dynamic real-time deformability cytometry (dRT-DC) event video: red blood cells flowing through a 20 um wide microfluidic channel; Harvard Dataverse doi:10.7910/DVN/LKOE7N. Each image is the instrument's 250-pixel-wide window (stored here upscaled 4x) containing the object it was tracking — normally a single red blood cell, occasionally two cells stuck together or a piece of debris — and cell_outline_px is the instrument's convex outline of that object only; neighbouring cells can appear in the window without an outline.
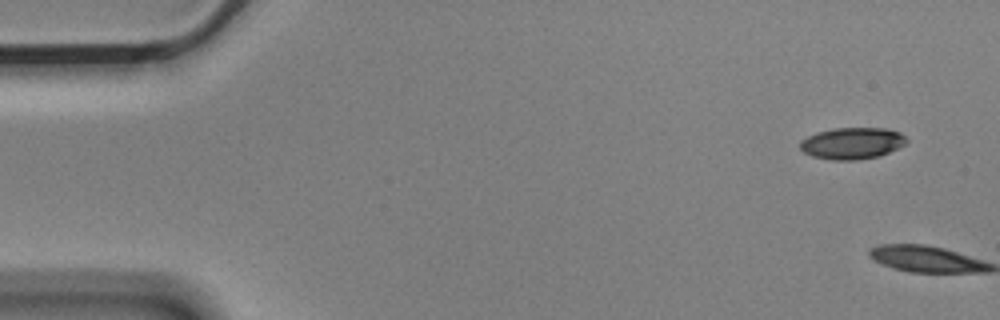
{"species": "Egyptian fruit bat (a non-hibernating species)", "species_latin": "Rousettus aegyptiacus", "temperature_condition": "cold", "stored_images_in_passage": 10, "camera_frame_rate_fps": 3000, "um_per_image_px": 0.085, "animal": {"sex": "male"}, "frame": {"image": 1, "passage_image": 1, "time_ms": 0.0, "image_size_px": [1000, 320], "cell_outline_px": [[908, 140], [904, 144], [880, 156], [856, 160], [832, 160], [812, 156], [804, 152], [800, 148], [800, 140], [816, 132], [836, 128], [888, 128], [900, 132]], "centroid_in_image_um": [72.42, 12.17], "position_along_channel_um": 12.6, "area_um2": 19.59}}
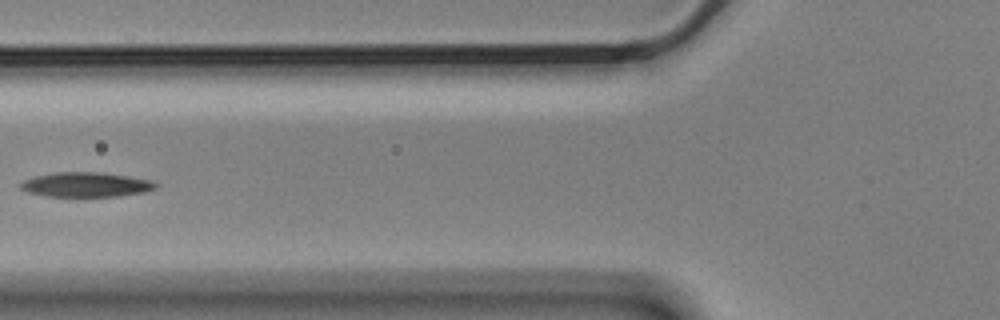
{"frame": {"image": 2, "passage_image": 7, "time_ms": 2.0, "image_size_px": [1000, 320], "cell_outline_px": [[160, 184], [156, 188], [144, 192], [120, 196], [84, 200], [48, 196], [28, 192], [20, 188], [20, 184], [24, 180], [32, 176], [52, 172], [100, 172], [128, 176], [152, 180]], "centroid_in_image_um": [7.31, 15.74], "position_along_channel_um": 118.5, "area_um2": 20.58}}
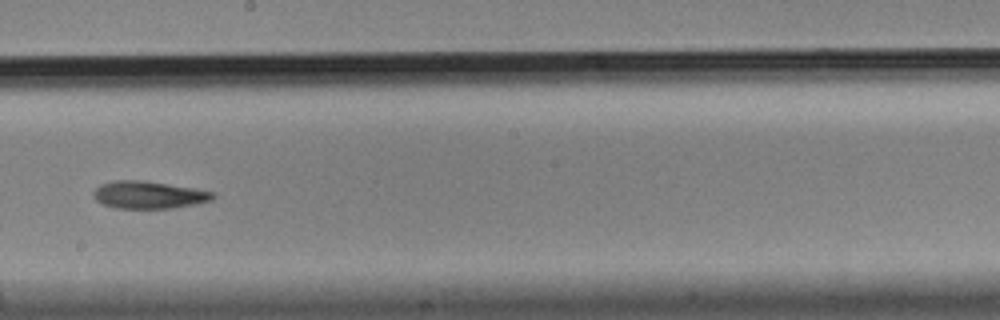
{"frame": {"image": 3, "passage_image": 10, "time_ms": 3.0, "image_size_px": [1000, 320], "cell_outline_px": [[216, 196], [212, 200], [196, 204], [172, 208], [116, 208], [104, 204], [96, 200], [92, 196], [92, 192], [100, 184], [112, 180], [140, 180], [168, 184], [216, 192]], "centroid_in_image_um": [12.63, 16.56], "position_along_channel_um": 235.6, "area_um2": 19.13}}